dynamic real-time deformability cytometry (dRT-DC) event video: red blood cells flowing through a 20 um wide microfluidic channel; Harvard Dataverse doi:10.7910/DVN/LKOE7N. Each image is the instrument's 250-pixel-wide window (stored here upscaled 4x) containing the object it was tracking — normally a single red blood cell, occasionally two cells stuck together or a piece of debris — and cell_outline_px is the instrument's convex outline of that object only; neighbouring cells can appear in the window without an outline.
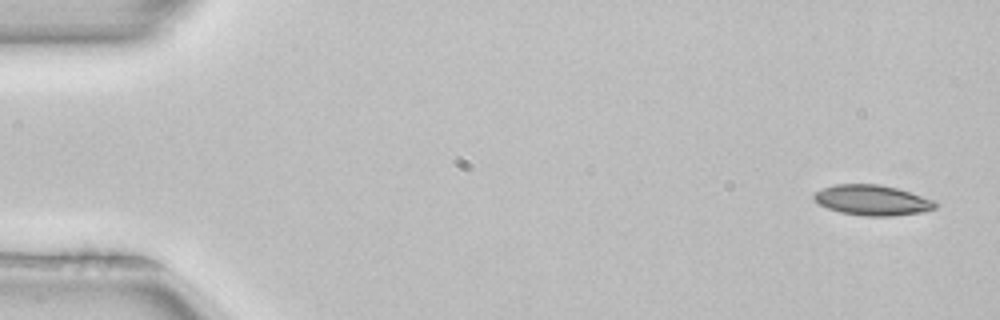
{"species": "common noctule bat (a hibernating species)", "species_latin": "Nyctalus noctula", "temperature_condition": "room temperature", "stored_images_in_passage": 5, "segment_of_instrument_passage": [1, 2], "camera_frame_rate_fps": 3000, "um_per_image_px": 0.085, "animal": {"sex": "female", "body_mass_g": 22.7, "forearm_length_mm": 54.2}, "frame": {"image": 1, "passage_image": 1, "time_ms": 0.0, "image_size_px": [1000, 320], "cell_outline_px": [[940, 204], [936, 208], [920, 212], [892, 216], [864, 216], [840, 212], [828, 208], [820, 204], [812, 196], [816, 192], [824, 188], [836, 184], [880, 184], [896, 188], [936, 200]], "centroid_in_image_um": [74.19, 17.02], "position_along_channel_um": 10.8, "area_um2": 21.39}}